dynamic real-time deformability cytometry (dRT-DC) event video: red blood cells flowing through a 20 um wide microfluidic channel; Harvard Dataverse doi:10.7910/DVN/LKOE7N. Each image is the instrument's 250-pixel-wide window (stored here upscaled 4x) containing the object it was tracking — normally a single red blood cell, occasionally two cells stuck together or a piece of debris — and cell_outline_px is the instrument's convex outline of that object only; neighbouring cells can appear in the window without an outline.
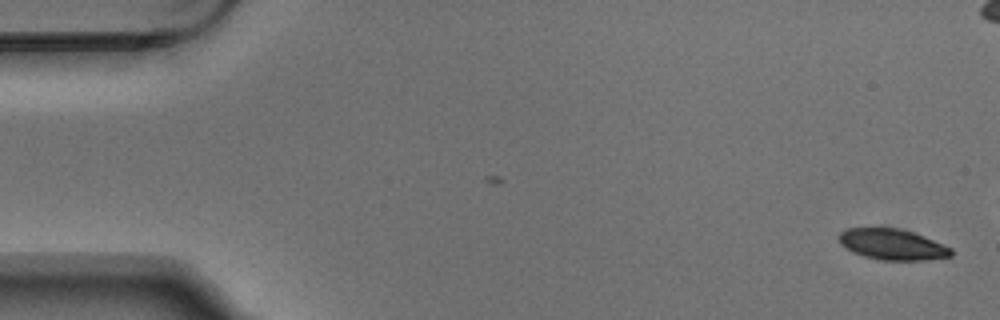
{"species": "Egyptian fruit bat (a non-hibernating species)", "species_latin": "Rousettus aegyptiacus", "temperature_condition": "warm", "stored_images_in_passage": 2, "camera_frame_rate_fps": 3000, "um_per_image_px": 0.085, "animal": {"sex": "male"}, "frame": {"image": 1, "passage_image": 2, "time_ms": 0.333, "image_size_px": [1000, 320], "cell_outline_px": [[952, 256], [924, 260], [880, 260], [864, 256], [852, 252], [844, 248], [840, 244], [836, 236], [840, 232], [848, 228], [900, 228], [924, 236], [952, 248]], "centroid_in_image_um": [75.8, 20.77], "position_along_channel_um": 9.2, "area_um2": 20.29}}